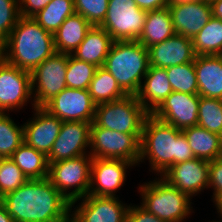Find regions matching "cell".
Wrapping results in <instances>:
<instances>
[{
  "mask_svg": "<svg viewBox=\"0 0 222 222\" xmlns=\"http://www.w3.org/2000/svg\"><path fill=\"white\" fill-rule=\"evenodd\" d=\"M0 201L14 222H70V203L48 178L30 179Z\"/></svg>",
  "mask_w": 222,
  "mask_h": 222,
  "instance_id": "cell-1",
  "label": "cell"
},
{
  "mask_svg": "<svg viewBox=\"0 0 222 222\" xmlns=\"http://www.w3.org/2000/svg\"><path fill=\"white\" fill-rule=\"evenodd\" d=\"M192 158H195L193 151L181 130L152 114L147 115L142 128L138 166L147 159L149 171L161 176L171 166Z\"/></svg>",
  "mask_w": 222,
  "mask_h": 222,
  "instance_id": "cell-2",
  "label": "cell"
},
{
  "mask_svg": "<svg viewBox=\"0 0 222 222\" xmlns=\"http://www.w3.org/2000/svg\"><path fill=\"white\" fill-rule=\"evenodd\" d=\"M55 53L53 33L44 30L32 17L20 16L0 46L4 61L30 73Z\"/></svg>",
  "mask_w": 222,
  "mask_h": 222,
  "instance_id": "cell-3",
  "label": "cell"
},
{
  "mask_svg": "<svg viewBox=\"0 0 222 222\" xmlns=\"http://www.w3.org/2000/svg\"><path fill=\"white\" fill-rule=\"evenodd\" d=\"M148 50L138 40L114 41L105 68L127 95H136L149 69Z\"/></svg>",
  "mask_w": 222,
  "mask_h": 222,
  "instance_id": "cell-4",
  "label": "cell"
},
{
  "mask_svg": "<svg viewBox=\"0 0 222 222\" xmlns=\"http://www.w3.org/2000/svg\"><path fill=\"white\" fill-rule=\"evenodd\" d=\"M141 207L166 222H185L193 211L192 198L161 176L138 186Z\"/></svg>",
  "mask_w": 222,
  "mask_h": 222,
  "instance_id": "cell-5",
  "label": "cell"
},
{
  "mask_svg": "<svg viewBox=\"0 0 222 222\" xmlns=\"http://www.w3.org/2000/svg\"><path fill=\"white\" fill-rule=\"evenodd\" d=\"M148 114L136 95H127L117 101L96 105L91 126L119 133L142 134L143 123Z\"/></svg>",
  "mask_w": 222,
  "mask_h": 222,
  "instance_id": "cell-6",
  "label": "cell"
},
{
  "mask_svg": "<svg viewBox=\"0 0 222 222\" xmlns=\"http://www.w3.org/2000/svg\"><path fill=\"white\" fill-rule=\"evenodd\" d=\"M92 159L87 154L49 163L48 179L69 203L88 195Z\"/></svg>",
  "mask_w": 222,
  "mask_h": 222,
  "instance_id": "cell-7",
  "label": "cell"
},
{
  "mask_svg": "<svg viewBox=\"0 0 222 222\" xmlns=\"http://www.w3.org/2000/svg\"><path fill=\"white\" fill-rule=\"evenodd\" d=\"M141 136L90 126L89 154L92 158L126 160L136 167L140 159Z\"/></svg>",
  "mask_w": 222,
  "mask_h": 222,
  "instance_id": "cell-8",
  "label": "cell"
},
{
  "mask_svg": "<svg viewBox=\"0 0 222 222\" xmlns=\"http://www.w3.org/2000/svg\"><path fill=\"white\" fill-rule=\"evenodd\" d=\"M146 13L134 0H109L107 14L100 27L114 41L138 40L145 25Z\"/></svg>",
  "mask_w": 222,
  "mask_h": 222,
  "instance_id": "cell-9",
  "label": "cell"
},
{
  "mask_svg": "<svg viewBox=\"0 0 222 222\" xmlns=\"http://www.w3.org/2000/svg\"><path fill=\"white\" fill-rule=\"evenodd\" d=\"M68 54L55 53L31 72L32 96L35 107H44L67 87Z\"/></svg>",
  "mask_w": 222,
  "mask_h": 222,
  "instance_id": "cell-10",
  "label": "cell"
},
{
  "mask_svg": "<svg viewBox=\"0 0 222 222\" xmlns=\"http://www.w3.org/2000/svg\"><path fill=\"white\" fill-rule=\"evenodd\" d=\"M32 98L31 73L0 57V113L18 112L29 102L34 108Z\"/></svg>",
  "mask_w": 222,
  "mask_h": 222,
  "instance_id": "cell-11",
  "label": "cell"
},
{
  "mask_svg": "<svg viewBox=\"0 0 222 222\" xmlns=\"http://www.w3.org/2000/svg\"><path fill=\"white\" fill-rule=\"evenodd\" d=\"M129 206L119 197L87 195L70 203V222H127Z\"/></svg>",
  "mask_w": 222,
  "mask_h": 222,
  "instance_id": "cell-12",
  "label": "cell"
},
{
  "mask_svg": "<svg viewBox=\"0 0 222 222\" xmlns=\"http://www.w3.org/2000/svg\"><path fill=\"white\" fill-rule=\"evenodd\" d=\"M134 166L122 159L93 158L88 195L118 197L116 193L127 181V169L131 170Z\"/></svg>",
  "mask_w": 222,
  "mask_h": 222,
  "instance_id": "cell-13",
  "label": "cell"
},
{
  "mask_svg": "<svg viewBox=\"0 0 222 222\" xmlns=\"http://www.w3.org/2000/svg\"><path fill=\"white\" fill-rule=\"evenodd\" d=\"M44 108L62 121L92 123L96 104L93 102L88 89L66 87L51 99Z\"/></svg>",
  "mask_w": 222,
  "mask_h": 222,
  "instance_id": "cell-14",
  "label": "cell"
},
{
  "mask_svg": "<svg viewBox=\"0 0 222 222\" xmlns=\"http://www.w3.org/2000/svg\"><path fill=\"white\" fill-rule=\"evenodd\" d=\"M91 123L84 121H63L60 133L53 143L49 163L89 154Z\"/></svg>",
  "mask_w": 222,
  "mask_h": 222,
  "instance_id": "cell-15",
  "label": "cell"
},
{
  "mask_svg": "<svg viewBox=\"0 0 222 222\" xmlns=\"http://www.w3.org/2000/svg\"><path fill=\"white\" fill-rule=\"evenodd\" d=\"M161 177L191 198L208 190L209 161L192 158L171 166Z\"/></svg>",
  "mask_w": 222,
  "mask_h": 222,
  "instance_id": "cell-16",
  "label": "cell"
},
{
  "mask_svg": "<svg viewBox=\"0 0 222 222\" xmlns=\"http://www.w3.org/2000/svg\"><path fill=\"white\" fill-rule=\"evenodd\" d=\"M199 98L198 94L173 91L152 115L181 131L197 126Z\"/></svg>",
  "mask_w": 222,
  "mask_h": 222,
  "instance_id": "cell-17",
  "label": "cell"
},
{
  "mask_svg": "<svg viewBox=\"0 0 222 222\" xmlns=\"http://www.w3.org/2000/svg\"><path fill=\"white\" fill-rule=\"evenodd\" d=\"M33 117L23 123L24 142L48 156L62 127V120L44 107L32 108Z\"/></svg>",
  "mask_w": 222,
  "mask_h": 222,
  "instance_id": "cell-18",
  "label": "cell"
},
{
  "mask_svg": "<svg viewBox=\"0 0 222 222\" xmlns=\"http://www.w3.org/2000/svg\"><path fill=\"white\" fill-rule=\"evenodd\" d=\"M175 33L190 39L200 32L212 17L211 3L199 0L189 3H169Z\"/></svg>",
  "mask_w": 222,
  "mask_h": 222,
  "instance_id": "cell-19",
  "label": "cell"
},
{
  "mask_svg": "<svg viewBox=\"0 0 222 222\" xmlns=\"http://www.w3.org/2000/svg\"><path fill=\"white\" fill-rule=\"evenodd\" d=\"M149 65L159 68L186 64L195 60L192 39L178 34L147 48Z\"/></svg>",
  "mask_w": 222,
  "mask_h": 222,
  "instance_id": "cell-20",
  "label": "cell"
},
{
  "mask_svg": "<svg viewBox=\"0 0 222 222\" xmlns=\"http://www.w3.org/2000/svg\"><path fill=\"white\" fill-rule=\"evenodd\" d=\"M172 92L166 68L149 66L136 97L144 109L152 114Z\"/></svg>",
  "mask_w": 222,
  "mask_h": 222,
  "instance_id": "cell-21",
  "label": "cell"
},
{
  "mask_svg": "<svg viewBox=\"0 0 222 222\" xmlns=\"http://www.w3.org/2000/svg\"><path fill=\"white\" fill-rule=\"evenodd\" d=\"M194 68L198 95L222 99V58L220 55H196Z\"/></svg>",
  "mask_w": 222,
  "mask_h": 222,
  "instance_id": "cell-22",
  "label": "cell"
},
{
  "mask_svg": "<svg viewBox=\"0 0 222 222\" xmlns=\"http://www.w3.org/2000/svg\"><path fill=\"white\" fill-rule=\"evenodd\" d=\"M113 42L114 40L104 28L92 26L72 55L96 67H103Z\"/></svg>",
  "mask_w": 222,
  "mask_h": 222,
  "instance_id": "cell-23",
  "label": "cell"
},
{
  "mask_svg": "<svg viewBox=\"0 0 222 222\" xmlns=\"http://www.w3.org/2000/svg\"><path fill=\"white\" fill-rule=\"evenodd\" d=\"M92 25L80 14H73L65 19L53 34L57 53L73 54L84 40Z\"/></svg>",
  "mask_w": 222,
  "mask_h": 222,
  "instance_id": "cell-24",
  "label": "cell"
},
{
  "mask_svg": "<svg viewBox=\"0 0 222 222\" xmlns=\"http://www.w3.org/2000/svg\"><path fill=\"white\" fill-rule=\"evenodd\" d=\"M175 30L168 7L147 11L145 25L138 41L146 48L174 36Z\"/></svg>",
  "mask_w": 222,
  "mask_h": 222,
  "instance_id": "cell-25",
  "label": "cell"
},
{
  "mask_svg": "<svg viewBox=\"0 0 222 222\" xmlns=\"http://www.w3.org/2000/svg\"><path fill=\"white\" fill-rule=\"evenodd\" d=\"M182 133L186 137L195 158L210 162L222 157V136L198 125L184 129Z\"/></svg>",
  "mask_w": 222,
  "mask_h": 222,
  "instance_id": "cell-26",
  "label": "cell"
},
{
  "mask_svg": "<svg viewBox=\"0 0 222 222\" xmlns=\"http://www.w3.org/2000/svg\"><path fill=\"white\" fill-rule=\"evenodd\" d=\"M10 158L28 180L48 178L49 162L47 156L25 142L19 146Z\"/></svg>",
  "mask_w": 222,
  "mask_h": 222,
  "instance_id": "cell-27",
  "label": "cell"
},
{
  "mask_svg": "<svg viewBox=\"0 0 222 222\" xmlns=\"http://www.w3.org/2000/svg\"><path fill=\"white\" fill-rule=\"evenodd\" d=\"M88 91L96 105L117 101L127 96L116 79L103 67H97Z\"/></svg>",
  "mask_w": 222,
  "mask_h": 222,
  "instance_id": "cell-28",
  "label": "cell"
},
{
  "mask_svg": "<svg viewBox=\"0 0 222 222\" xmlns=\"http://www.w3.org/2000/svg\"><path fill=\"white\" fill-rule=\"evenodd\" d=\"M196 55H220L222 53V20L211 17L208 23L192 38Z\"/></svg>",
  "mask_w": 222,
  "mask_h": 222,
  "instance_id": "cell-29",
  "label": "cell"
},
{
  "mask_svg": "<svg viewBox=\"0 0 222 222\" xmlns=\"http://www.w3.org/2000/svg\"><path fill=\"white\" fill-rule=\"evenodd\" d=\"M75 13L74 0H52L32 18L44 30L54 34L65 19Z\"/></svg>",
  "mask_w": 222,
  "mask_h": 222,
  "instance_id": "cell-30",
  "label": "cell"
},
{
  "mask_svg": "<svg viewBox=\"0 0 222 222\" xmlns=\"http://www.w3.org/2000/svg\"><path fill=\"white\" fill-rule=\"evenodd\" d=\"M10 113H0V158L11 157L24 142L23 125H17Z\"/></svg>",
  "mask_w": 222,
  "mask_h": 222,
  "instance_id": "cell-31",
  "label": "cell"
},
{
  "mask_svg": "<svg viewBox=\"0 0 222 222\" xmlns=\"http://www.w3.org/2000/svg\"><path fill=\"white\" fill-rule=\"evenodd\" d=\"M197 125L222 136V99L200 96Z\"/></svg>",
  "mask_w": 222,
  "mask_h": 222,
  "instance_id": "cell-32",
  "label": "cell"
},
{
  "mask_svg": "<svg viewBox=\"0 0 222 222\" xmlns=\"http://www.w3.org/2000/svg\"><path fill=\"white\" fill-rule=\"evenodd\" d=\"M169 83L173 91L198 94V83L194 61L166 68Z\"/></svg>",
  "mask_w": 222,
  "mask_h": 222,
  "instance_id": "cell-33",
  "label": "cell"
},
{
  "mask_svg": "<svg viewBox=\"0 0 222 222\" xmlns=\"http://www.w3.org/2000/svg\"><path fill=\"white\" fill-rule=\"evenodd\" d=\"M97 67L68 54L66 84L68 88L88 89Z\"/></svg>",
  "mask_w": 222,
  "mask_h": 222,
  "instance_id": "cell-34",
  "label": "cell"
},
{
  "mask_svg": "<svg viewBox=\"0 0 222 222\" xmlns=\"http://www.w3.org/2000/svg\"><path fill=\"white\" fill-rule=\"evenodd\" d=\"M26 181L28 178L10 157L0 158V199L15 191Z\"/></svg>",
  "mask_w": 222,
  "mask_h": 222,
  "instance_id": "cell-35",
  "label": "cell"
},
{
  "mask_svg": "<svg viewBox=\"0 0 222 222\" xmlns=\"http://www.w3.org/2000/svg\"><path fill=\"white\" fill-rule=\"evenodd\" d=\"M109 0H74L75 12L92 26H100L107 14Z\"/></svg>",
  "mask_w": 222,
  "mask_h": 222,
  "instance_id": "cell-36",
  "label": "cell"
},
{
  "mask_svg": "<svg viewBox=\"0 0 222 222\" xmlns=\"http://www.w3.org/2000/svg\"><path fill=\"white\" fill-rule=\"evenodd\" d=\"M19 17V0H0V46L9 37Z\"/></svg>",
  "mask_w": 222,
  "mask_h": 222,
  "instance_id": "cell-37",
  "label": "cell"
},
{
  "mask_svg": "<svg viewBox=\"0 0 222 222\" xmlns=\"http://www.w3.org/2000/svg\"><path fill=\"white\" fill-rule=\"evenodd\" d=\"M208 188L213 190V202L222 196V157L209 162Z\"/></svg>",
  "mask_w": 222,
  "mask_h": 222,
  "instance_id": "cell-38",
  "label": "cell"
},
{
  "mask_svg": "<svg viewBox=\"0 0 222 222\" xmlns=\"http://www.w3.org/2000/svg\"><path fill=\"white\" fill-rule=\"evenodd\" d=\"M127 222H166L146 211L140 205L130 203L127 215Z\"/></svg>",
  "mask_w": 222,
  "mask_h": 222,
  "instance_id": "cell-39",
  "label": "cell"
},
{
  "mask_svg": "<svg viewBox=\"0 0 222 222\" xmlns=\"http://www.w3.org/2000/svg\"><path fill=\"white\" fill-rule=\"evenodd\" d=\"M52 0H19V15L33 17L46 7Z\"/></svg>",
  "mask_w": 222,
  "mask_h": 222,
  "instance_id": "cell-40",
  "label": "cell"
},
{
  "mask_svg": "<svg viewBox=\"0 0 222 222\" xmlns=\"http://www.w3.org/2000/svg\"><path fill=\"white\" fill-rule=\"evenodd\" d=\"M136 5L143 10L152 11L166 8L169 4L168 0H134Z\"/></svg>",
  "mask_w": 222,
  "mask_h": 222,
  "instance_id": "cell-41",
  "label": "cell"
},
{
  "mask_svg": "<svg viewBox=\"0 0 222 222\" xmlns=\"http://www.w3.org/2000/svg\"><path fill=\"white\" fill-rule=\"evenodd\" d=\"M210 3L212 7V16L222 20V0H213Z\"/></svg>",
  "mask_w": 222,
  "mask_h": 222,
  "instance_id": "cell-42",
  "label": "cell"
},
{
  "mask_svg": "<svg viewBox=\"0 0 222 222\" xmlns=\"http://www.w3.org/2000/svg\"><path fill=\"white\" fill-rule=\"evenodd\" d=\"M0 222H14L13 218L8 214L6 207L0 201Z\"/></svg>",
  "mask_w": 222,
  "mask_h": 222,
  "instance_id": "cell-43",
  "label": "cell"
},
{
  "mask_svg": "<svg viewBox=\"0 0 222 222\" xmlns=\"http://www.w3.org/2000/svg\"><path fill=\"white\" fill-rule=\"evenodd\" d=\"M217 214L222 218V196L218 197L214 202Z\"/></svg>",
  "mask_w": 222,
  "mask_h": 222,
  "instance_id": "cell-44",
  "label": "cell"
},
{
  "mask_svg": "<svg viewBox=\"0 0 222 222\" xmlns=\"http://www.w3.org/2000/svg\"><path fill=\"white\" fill-rule=\"evenodd\" d=\"M169 3H189V2H194V1H199V0H168Z\"/></svg>",
  "mask_w": 222,
  "mask_h": 222,
  "instance_id": "cell-45",
  "label": "cell"
},
{
  "mask_svg": "<svg viewBox=\"0 0 222 222\" xmlns=\"http://www.w3.org/2000/svg\"><path fill=\"white\" fill-rule=\"evenodd\" d=\"M209 222H222V219H221V221L220 220L219 221L218 220L217 221L212 220V221H209Z\"/></svg>",
  "mask_w": 222,
  "mask_h": 222,
  "instance_id": "cell-46",
  "label": "cell"
}]
</instances>
